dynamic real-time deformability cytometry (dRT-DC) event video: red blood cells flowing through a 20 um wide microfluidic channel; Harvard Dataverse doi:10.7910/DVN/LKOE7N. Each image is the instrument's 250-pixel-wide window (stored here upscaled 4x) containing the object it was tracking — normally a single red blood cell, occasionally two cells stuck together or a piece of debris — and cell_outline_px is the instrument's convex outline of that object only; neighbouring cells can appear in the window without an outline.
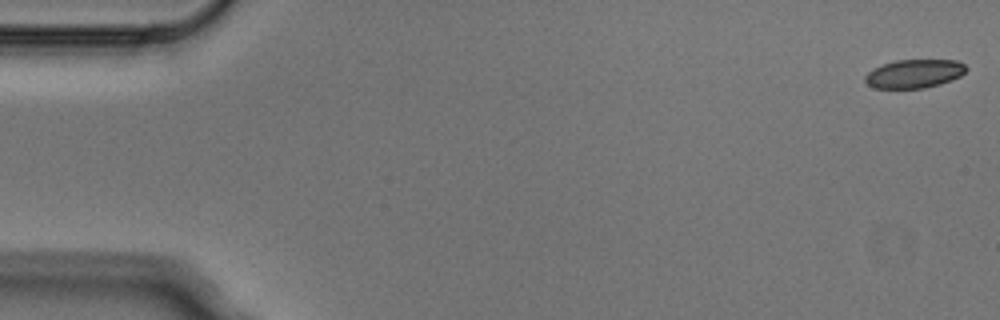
{"species": "Egyptian fruit bat (a non-hibernating species)", "species_latin": "Rousettus aegyptiacus", "temperature_condition": "cold", "stored_images_in_passage": 5, "camera_frame_rate_fps": 3000, "um_per_image_px": 0.085, "animal": {"sex": "male"}, "frame": {"image": 1, "passage_image": 1, "time_ms": 0.0, "image_size_px": [1000, 320], "cell_outline_px": [[968, 68], [960, 76], [952, 80], [940, 84], [924, 88], [876, 88], [868, 84], [864, 80], [864, 76], [872, 68], [896, 60], [956, 60], [964, 64]], "centroid_in_image_um": [77.71, 6.26], "position_along_channel_um": 7.3, "area_um2": 16.82}}
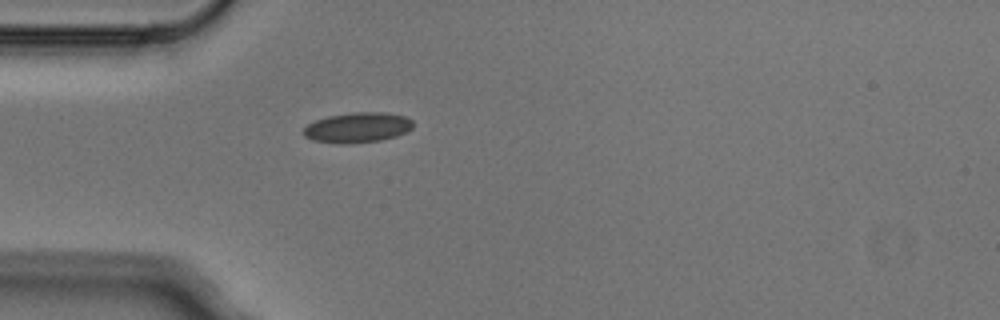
{"frame": {"image": 2, "passage_image": 5, "time_ms": 1.333, "image_size_px": [1000, 320], "cell_outline_px": [[412, 128], [408, 132], [396, 136], [380, 140], [348, 144], [340, 144], [312, 140], [304, 136], [300, 132], [308, 124], [316, 120], [328, 116], [352, 112], [384, 112], [404, 116], [412, 120]], "centroid_in_image_um": [30.37, 10.84], "position_along_channel_um": 54.6, "area_um2": 19.42}}